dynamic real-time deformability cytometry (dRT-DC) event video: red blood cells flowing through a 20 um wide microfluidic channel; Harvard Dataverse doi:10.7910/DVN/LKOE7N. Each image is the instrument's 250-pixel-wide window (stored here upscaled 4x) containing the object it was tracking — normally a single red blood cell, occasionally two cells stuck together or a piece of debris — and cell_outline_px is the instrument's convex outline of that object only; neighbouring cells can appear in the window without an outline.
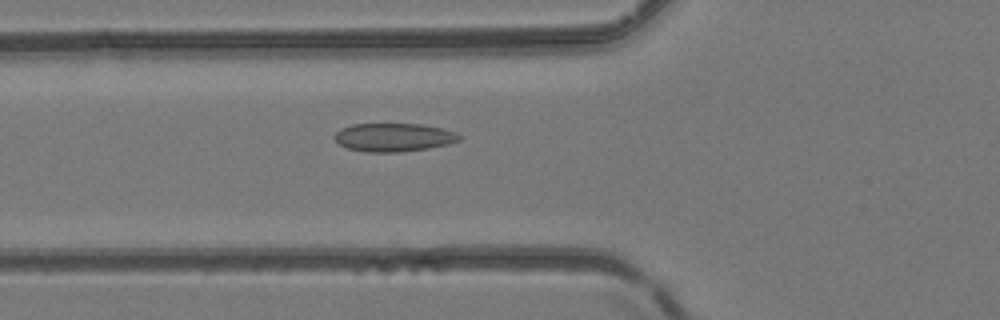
{"species": "common noctule bat (a hibernating species)", "species_latin": "Nyctalus noctula", "temperature_condition": "room temperature", "stored_images_in_passage": 30, "camera_frame_rate_fps": 3000, "um_per_image_px": 0.085, "animal": {"sex": "female", "body_mass_g": 24.6, "forearm_length_mm": 56.2}, "frame": {"image": 1, "passage_image": 5, "time_ms": 1.333, "image_size_px": [1000, 320], "cell_outline_px": [[464, 136], [460, 140], [448, 144], [428, 148], [400, 152], [364, 152], [348, 148], [340, 144], [332, 136], [340, 128], [352, 124], [424, 124], [444, 128], [456, 132]], "centroid_in_image_um": [33.49, 11.66], "position_along_channel_um": 92.3, "area_um2": 20.87}}
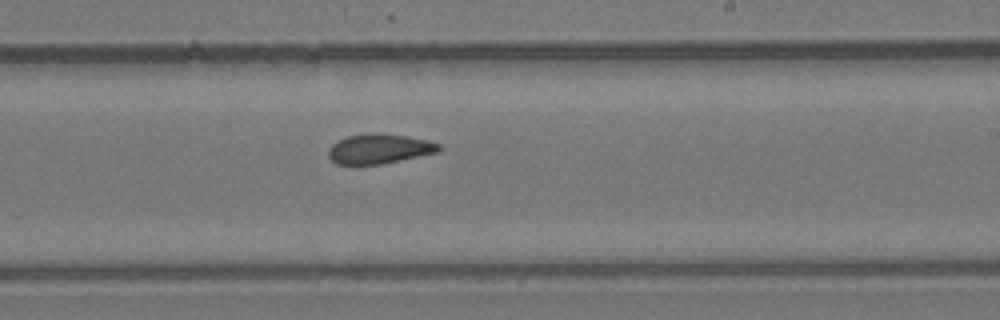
{"frame": {"image": 2, "passage_image": 15, "time_ms": 4.667, "image_size_px": [1000, 320], "cell_outline_px": [[444, 148], [440, 152], [384, 164], [336, 164], [328, 156], [328, 148], [332, 144], [348, 136], [368, 132], [376, 132], [404, 136], [428, 140], [440, 144]], "centroid_in_image_um": [32.28, 12.65], "position_along_channel_um": 256.7, "area_um2": 19.42}}
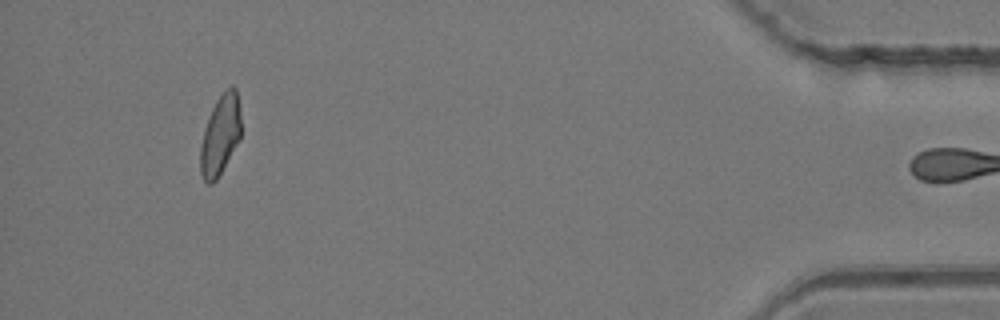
{"frame": {"image": 3, "passage_image": 29, "time_ms": 9.333, "image_size_px": [1000, 320], "cell_outline_px": [[240, 140], [216, 180], [212, 184], [208, 184], [204, 180], [200, 172], [200, 148], [204, 128], [212, 108], [216, 100], [232, 84], [236, 88], [240, 108]], "centroid_in_image_um": [18.72, 11.48], "position_along_channel_um": 416.5, "area_um2": 18.9}}